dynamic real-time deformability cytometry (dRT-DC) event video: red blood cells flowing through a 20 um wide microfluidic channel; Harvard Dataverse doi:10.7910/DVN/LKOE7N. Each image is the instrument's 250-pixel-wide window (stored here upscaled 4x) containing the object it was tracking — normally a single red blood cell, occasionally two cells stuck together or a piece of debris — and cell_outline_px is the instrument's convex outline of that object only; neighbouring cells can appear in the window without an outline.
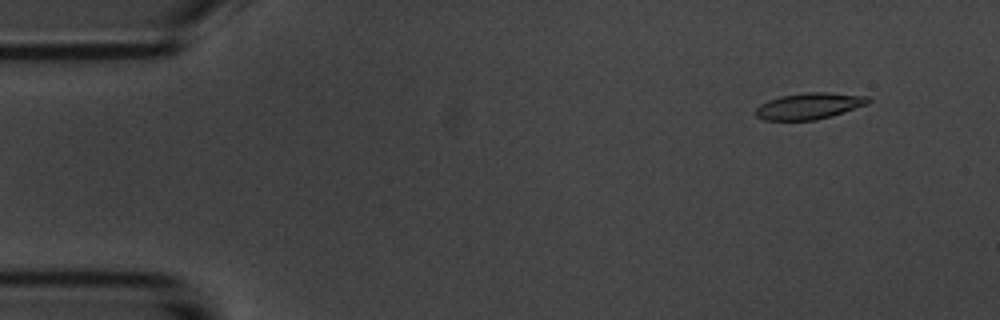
{"species": "common noctule bat (a hibernating species)", "species_latin": "Nyctalus noctula", "temperature_condition": "room temperature", "stored_images_in_passage": 5, "camera_frame_rate_fps": 3000, "um_per_image_px": 0.085, "animal": {"sex": "male", "body_mass_g": 20.1, "forearm_length_mm": 53.5}, "frame": {"image": 1, "passage_image": 2, "time_ms": 1.333, "image_size_px": [1000, 320], "cell_outline_px": [[872, 100], [868, 104], [832, 116], [816, 120], [764, 120], [756, 116], [756, 108], [760, 104], [768, 100], [780, 96], [804, 92], [828, 92], [868, 96]], "centroid_in_image_um": [68.8, 9.0], "position_along_channel_um": 16.2, "area_um2": 17.4}}
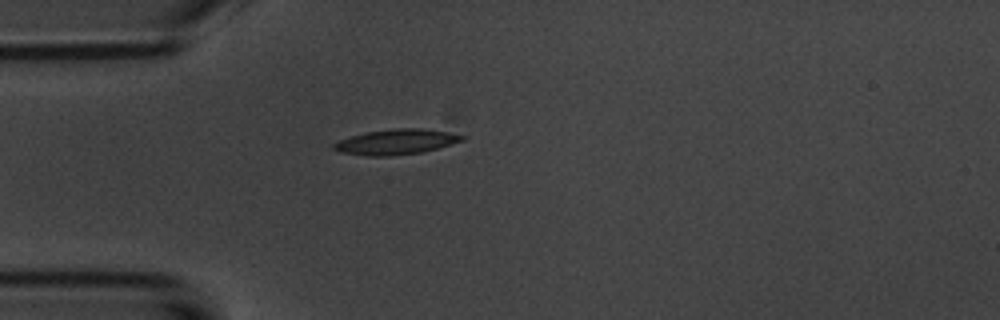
{"frame": {"image": 2, "passage_image": 5, "time_ms": 4.667, "image_size_px": [1000, 320], "cell_outline_px": [[464, 140], [452, 144], [420, 152], [388, 156], [368, 156], [340, 152], [332, 148], [332, 144], [340, 140], [352, 136], [368, 132], [396, 128], [424, 128], [464, 136]], "centroid_in_image_um": [33.64, 12.06], "position_along_channel_um": 51.4, "area_um2": 18.5}}